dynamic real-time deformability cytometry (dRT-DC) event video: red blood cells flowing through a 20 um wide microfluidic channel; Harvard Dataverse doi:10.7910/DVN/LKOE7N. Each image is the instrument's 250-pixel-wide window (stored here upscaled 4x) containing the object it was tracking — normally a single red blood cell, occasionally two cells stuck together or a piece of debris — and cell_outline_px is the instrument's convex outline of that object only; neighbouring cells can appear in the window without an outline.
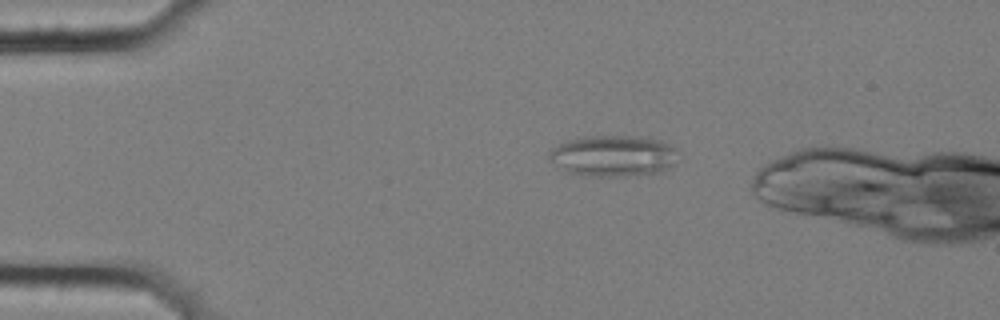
{"species": "common noctule bat (a hibernating species)", "species_latin": "Nyctalus noctula", "temperature_condition": "cold", "stored_images_in_passage": 3, "camera_frame_rate_fps": 3000, "um_per_image_px": 0.085, "animal": {"sex": "female", "body_mass_g": 25.1}, "frame": {"image": 1, "passage_image": 1, "time_ms": 0.0, "image_size_px": [1000, 320], "cell_outline_px": [[676, 164], [660, 172], [624, 176], [588, 176], [568, 172], [548, 160], [548, 152], [552, 148], [568, 140], [584, 136], [640, 136], [660, 140], [668, 144], [672, 148]], "centroid_in_image_um": [52.08, 13.25], "position_along_channel_um": 32.9, "area_um2": 30.75}}